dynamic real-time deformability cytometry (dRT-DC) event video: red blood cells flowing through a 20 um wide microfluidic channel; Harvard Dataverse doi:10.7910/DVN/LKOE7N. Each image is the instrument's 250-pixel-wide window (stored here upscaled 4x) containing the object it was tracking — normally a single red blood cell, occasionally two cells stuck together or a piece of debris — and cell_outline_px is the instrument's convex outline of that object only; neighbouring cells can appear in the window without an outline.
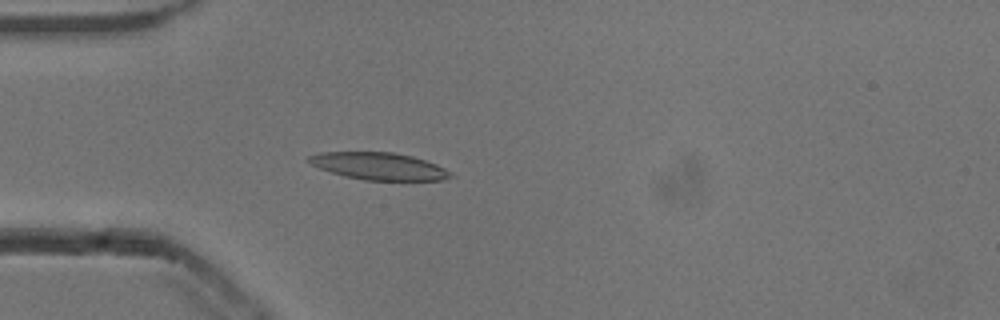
{"species": "common noctule bat (a hibernating species)", "species_latin": "Nyctalus noctula", "temperature_condition": "cold", "stored_images_in_passage": 49, "camera_frame_rate_fps": 3000, "um_per_image_px": 0.085, "animal": {"sex": "male", "body_mass_g": 13.3}, "frame": {"image": 1, "passage_image": 11, "time_ms": 3.333, "image_size_px": [1000, 320], "cell_outline_px": [[456, 176], [444, 180], [364, 180], [344, 176], [320, 168], [304, 160], [308, 156], [320, 152], [392, 152], [412, 156], [436, 164], [452, 172]], "centroid_in_image_um": [32.22, 14.12], "position_along_channel_um": 52.8, "area_um2": 22.54}}
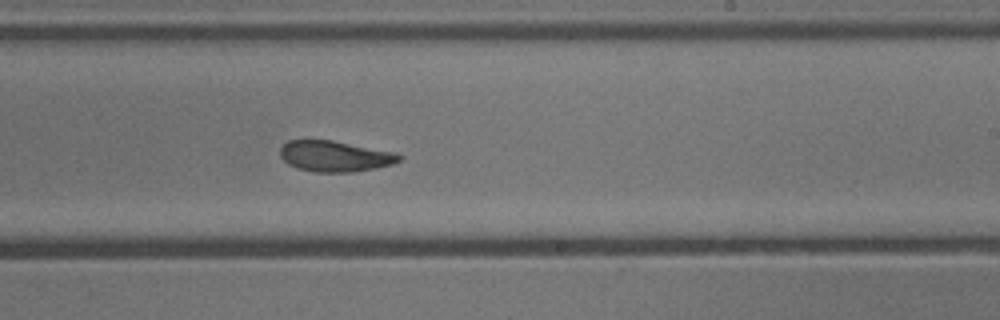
{"frame": {"image": 2, "passage_image": 28, "time_ms": 9.0, "image_size_px": [1000, 320], "cell_outline_px": [[400, 160], [392, 164], [376, 168], [352, 172], [312, 172], [296, 168], [288, 164], [280, 156], [280, 148], [288, 140], [332, 140], [396, 152], [400, 156]], "centroid_in_image_um": [28.44, 13.28], "position_along_channel_um": 260.6, "area_um2": 21.44}}
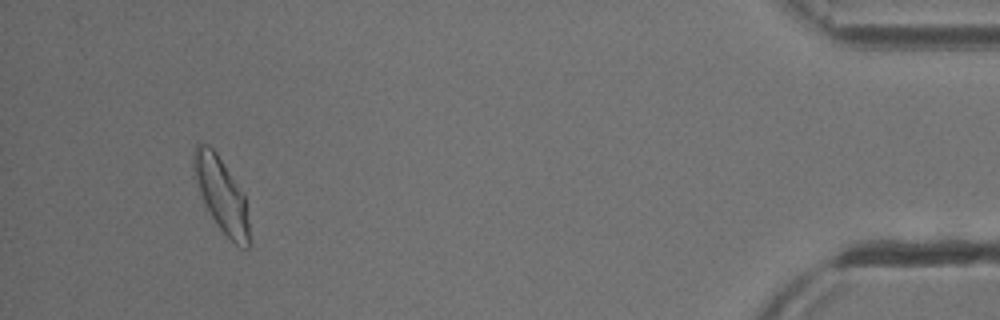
{"frame": {"image": 3, "passage_image": 46, "time_ms": 15.0, "image_size_px": [1000, 320], "cell_outline_px": [[248, 248], [240, 248], [220, 228], [204, 208], [192, 168], [192, 152], [196, 144], [208, 144], [216, 152], [244, 196], [248, 224]], "centroid_in_image_um": [18.74, 16.52], "position_along_channel_um": 416.5, "area_um2": 23.64}, "authors_computed_cell_mechanics": {"area_um2": 22.542, "velocity_mm_per_s": 3.813, "shape_relaxation_time_tau1_ms": 6.7768, "shape_relaxation_time_tau2_ms": 2.5037, "deformation_change_tau1": 0.1702, "deformation_change_tau2": 0.0874}}